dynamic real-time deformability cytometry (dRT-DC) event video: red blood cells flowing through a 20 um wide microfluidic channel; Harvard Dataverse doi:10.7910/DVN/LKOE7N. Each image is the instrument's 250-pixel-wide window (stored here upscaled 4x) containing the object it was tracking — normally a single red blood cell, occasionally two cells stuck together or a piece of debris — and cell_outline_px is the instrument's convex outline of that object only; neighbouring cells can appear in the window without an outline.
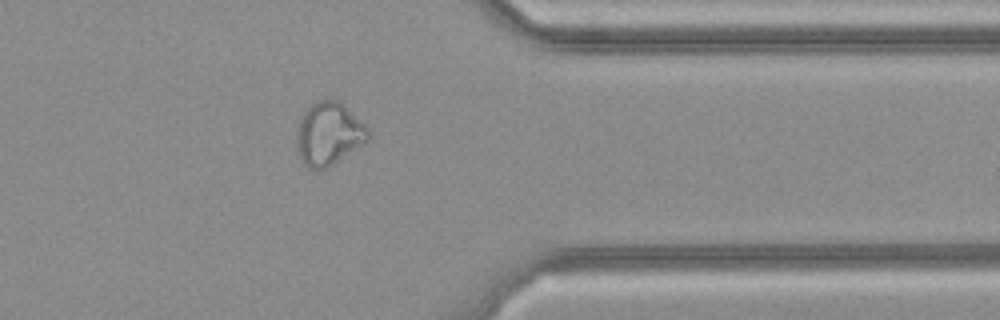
{"species": "common noctule bat (a hibernating species)", "species_latin": "Nyctalus noctula", "temperature_condition": "cold", "stored_images_in_passage": 26, "camera_frame_rate_fps": 3000, "um_per_image_px": 0.085, "animal": {"sex": "female", "body_mass_g": 21.9}, "frame": {"image": 1, "passage_image": 19, "time_ms": 6.0, "image_size_px": [1000, 320], "cell_outline_px": [[372, 136], [368, 140], [332, 164], [324, 168], [308, 168], [304, 164], [300, 156], [296, 144], [296, 140], [300, 116], [316, 100], [332, 96], [344, 104], [368, 128]], "centroid_in_image_um": [27.94, 11.31], "position_along_channel_um": 383.5, "area_um2": 26.18}}